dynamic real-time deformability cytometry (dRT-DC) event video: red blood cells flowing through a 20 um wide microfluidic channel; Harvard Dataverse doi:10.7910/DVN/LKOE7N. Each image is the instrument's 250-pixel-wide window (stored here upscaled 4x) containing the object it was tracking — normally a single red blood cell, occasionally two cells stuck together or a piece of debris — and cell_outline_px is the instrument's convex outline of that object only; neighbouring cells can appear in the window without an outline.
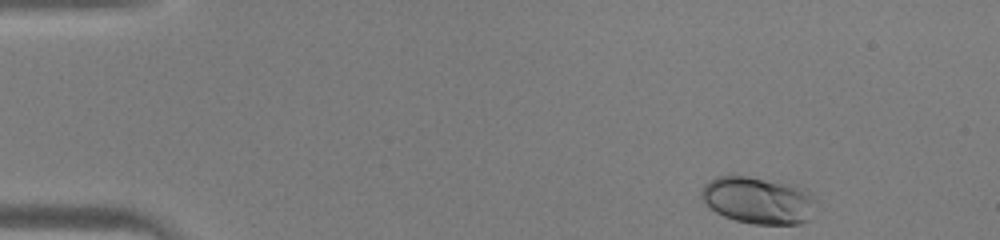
{"species": "human", "species_latin": "Homo sapiens", "temperature_condition": "warm", "stored_images_in_passage": 41, "camera_frame_rate_fps": 3000, "um_per_image_px": 0.085, "donor": {"sex": "male"}, "frame": {"image": 1, "passage_image": 1, "time_ms": 0.0, "image_size_px": [1000, 240], "cell_outline_px": [[816, 200], [808, 220], [800, 224], [752, 224], [736, 220], [724, 216], [716, 212], [704, 200], [700, 192], [700, 188], [708, 180], [716, 176], [732, 172], [796, 184], [804, 188]], "centroid_in_image_um": [64.41, 16.96], "position_along_channel_um": 20.6, "area_um2": 32.19}}
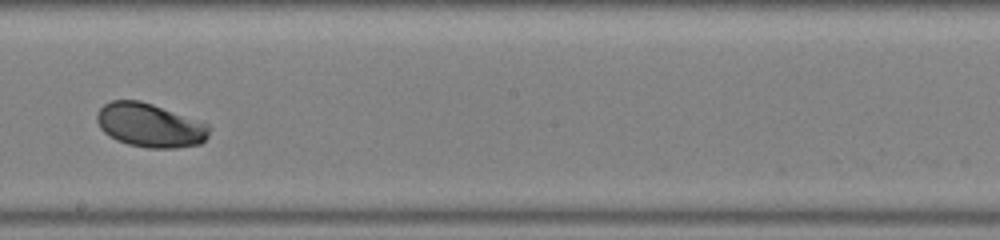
{"frame": {"image": 2, "passage_image": 22, "time_ms": 7.0, "image_size_px": [1000, 240], "cell_outline_px": [[212, 128], [208, 136], [200, 144], [176, 148], [148, 148], [128, 144], [116, 140], [108, 136], [100, 128], [96, 120], [96, 112], [104, 104], [112, 100], [140, 100], [152, 104], [208, 124]], "centroid_in_image_um": [12.72, 10.65], "position_along_channel_um": 235.5, "area_um2": 28.78}}
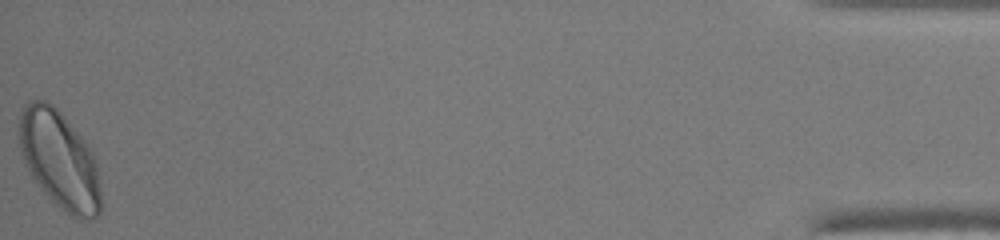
{"frame": {"image": 3, "passage_image": 41, "time_ms": 13.333, "image_size_px": [1000, 240], "cell_outline_px": [[100, 212], [96, 220], [80, 220], [72, 216], [56, 204], [44, 192], [32, 176], [20, 152], [16, 132], [20, 112], [28, 100], [48, 100], [60, 112], [84, 140], [92, 152], [96, 160], [100, 188]], "centroid_in_image_um": [5.04, 13.57], "position_along_channel_um": 430.2, "area_um2": 46.88}}